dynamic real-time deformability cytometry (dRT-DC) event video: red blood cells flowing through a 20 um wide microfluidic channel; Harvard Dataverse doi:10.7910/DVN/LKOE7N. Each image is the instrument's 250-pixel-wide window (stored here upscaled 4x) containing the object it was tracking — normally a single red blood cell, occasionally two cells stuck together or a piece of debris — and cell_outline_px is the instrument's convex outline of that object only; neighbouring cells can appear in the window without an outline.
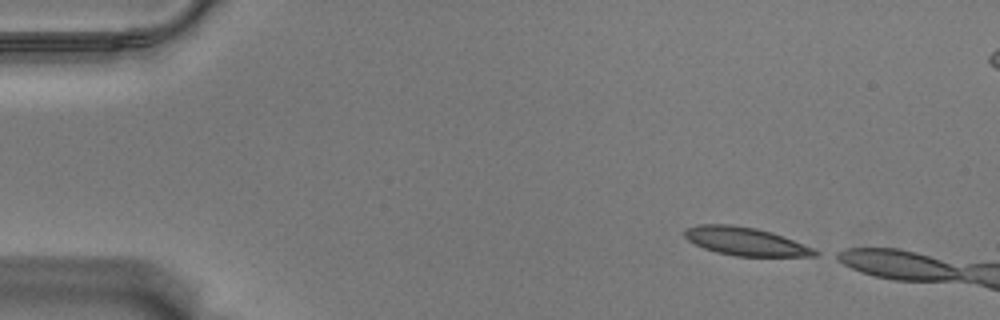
{"species": "Egyptian fruit bat (a non-hibernating species)", "species_latin": "Rousettus aegyptiacus", "temperature_condition": "warm", "stored_images_in_passage": 8, "camera_frame_rate_fps": 3000, "um_per_image_px": 0.085, "animal": {"sex": "male"}, "frame": {"image": 1, "passage_image": 1, "time_ms": 0.0, "image_size_px": [1000, 320], "cell_outline_px": [[820, 256], [736, 256], [716, 252], [704, 248], [688, 240], [684, 236], [684, 228], [696, 224], [728, 224], [756, 228], [772, 232], [812, 248], [820, 252]], "centroid_in_image_um": [63.33, 20.51], "position_along_channel_um": 21.7, "area_um2": 21.33}}